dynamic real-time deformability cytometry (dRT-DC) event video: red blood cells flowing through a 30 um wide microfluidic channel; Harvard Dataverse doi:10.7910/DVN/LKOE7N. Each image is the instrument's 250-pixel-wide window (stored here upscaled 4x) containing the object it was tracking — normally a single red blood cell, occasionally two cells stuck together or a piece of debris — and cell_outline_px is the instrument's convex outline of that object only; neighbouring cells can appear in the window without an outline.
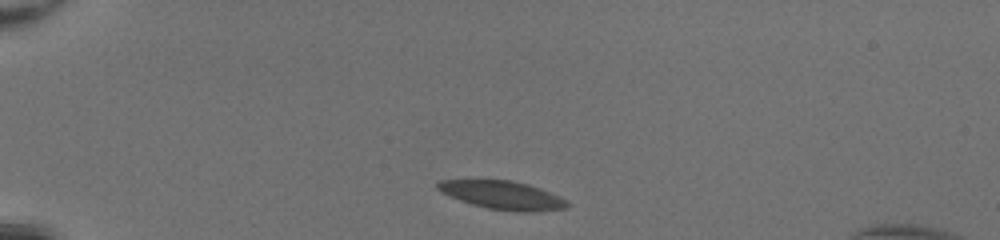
{"species": "common noctule bat (a hibernating species)", "species_latin": "Nyctalus noctula", "temperature_condition": "room temperature", "stored_images_in_passage": 35, "camera_frame_rate_fps": 3000, "um_per_image_px": 0.085, "animal": {"sex": "female", "body_mass_g": 20.0, "forearm_length_mm": 54.0}, "frame": {"image": 1, "passage_image": 3, "time_ms": 0.667, "image_size_px": [1000, 240], "cell_outline_px": [[568, 204], [564, 208], [532, 212], [516, 212], [488, 208], [472, 204], [460, 200], [436, 188], [436, 184], [440, 180], [512, 180], [528, 184], [540, 188], [568, 200]], "centroid_in_image_um": [42.74, 16.58], "position_along_channel_um": 42.3, "area_um2": 21.15}}
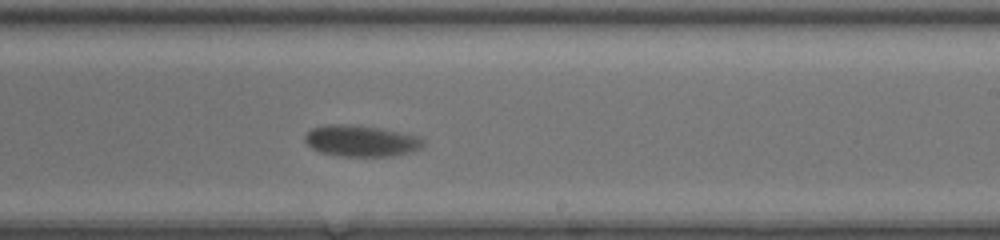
{"frame": {"image": 2, "passage_image": 23, "time_ms": 7.333, "image_size_px": [1000, 240], "cell_outline_px": [[424, 144], [420, 148], [408, 152], [392, 156], [340, 156], [320, 152], [312, 148], [304, 140], [304, 136], [312, 128], [324, 124], [352, 124], [400, 132], [416, 136], [424, 140]], "centroid_in_image_um": [30.64, 11.97], "position_along_channel_um": 258.4, "area_um2": 21.39}}
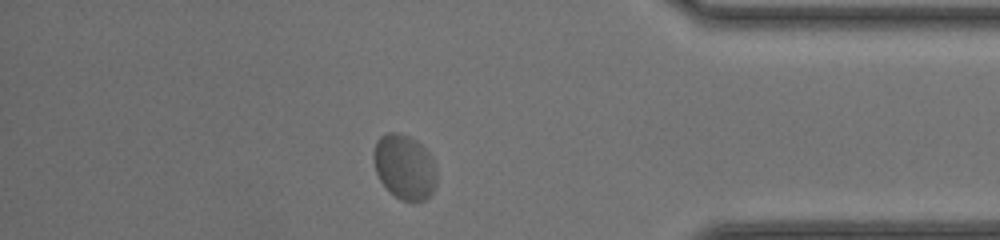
{"frame": {"image": 3, "passage_image": 35, "time_ms": 11.333, "image_size_px": [1000, 240], "cell_outline_px": [[436, 184], [432, 192], [424, 200], [416, 204], [412, 204], [400, 200], [380, 180], [376, 172], [372, 156], [372, 152], [376, 140], [380, 136], [388, 132], [396, 132], [408, 136], [416, 140], [432, 156], [436, 172]], "centroid_in_image_um": [34.38, 14.2], "position_along_channel_um": 400.8, "area_um2": 24.1}, "authors_computed_cell_mechanics": {"area_um2": 21.7328, "velocity_mm_per_s": 4.0751, "shape_relaxation_time_tau1_ms": 5.6106, "shape_relaxation_time_tau2_ms": null, "deformation_change_tau1": 0.1303, "deformation_change_tau2": null}}